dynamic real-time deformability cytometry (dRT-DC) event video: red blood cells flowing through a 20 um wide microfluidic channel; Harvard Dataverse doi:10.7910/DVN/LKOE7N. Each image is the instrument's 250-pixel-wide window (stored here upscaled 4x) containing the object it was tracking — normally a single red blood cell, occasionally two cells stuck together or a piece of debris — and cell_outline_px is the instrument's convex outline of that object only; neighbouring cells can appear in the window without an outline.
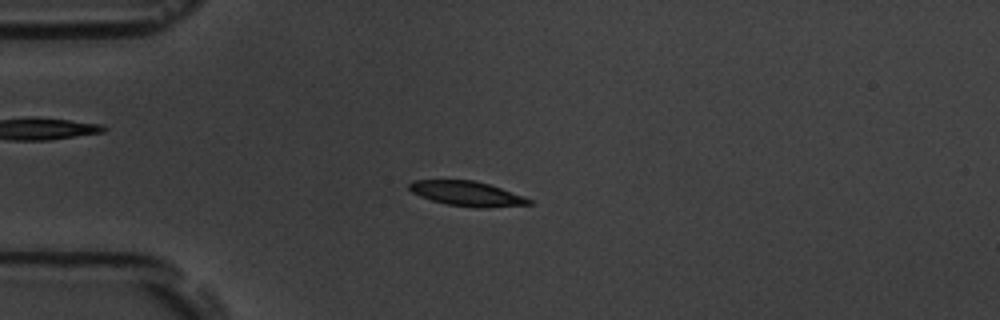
{"species": "common noctule bat (a hibernating species)", "species_latin": "Nyctalus noctula", "temperature_condition": "room temperature", "stored_images_in_passage": 56, "camera_frame_rate_fps": 3000, "um_per_image_px": 0.085, "animal": {"sex": "male", "body_mass_g": 19.5, "forearm_length_mm": 54.6}, "frame": {"image": 1, "passage_image": 14, "time_ms": 4.333, "image_size_px": [1000, 320], "cell_outline_px": [[532, 204], [488, 208], [476, 208], [448, 204], [432, 200], [420, 196], [412, 192], [408, 188], [408, 184], [412, 180], [472, 180], [488, 184], [524, 196], [532, 200]], "centroid_in_image_um": [39.69, 16.46], "position_along_channel_um": 45.3, "area_um2": 17.22}}
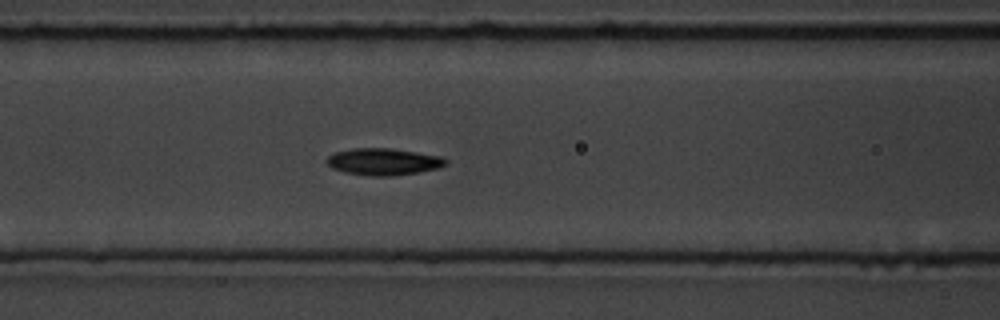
{"frame": {"image": 2, "passage_image": 23, "time_ms": 7.333, "image_size_px": [1000, 320], "cell_outline_px": [[448, 164], [436, 168], [416, 172], [392, 176], [372, 176], [348, 172], [332, 168], [328, 164], [328, 156], [336, 152], [352, 148], [392, 148], [440, 156], [448, 160]], "centroid_in_image_um": [32.62, 13.73], "position_along_channel_um": 134.0, "area_um2": 18.32}}
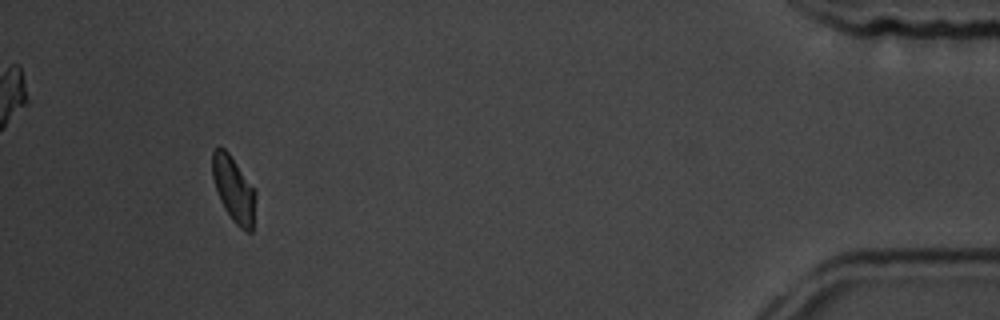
{"frame": {"image": 3, "passage_image": 52, "time_ms": 17.0, "image_size_px": [1000, 320], "cell_outline_px": [[256, 196], [252, 232], [248, 232], [240, 228], [232, 220], [224, 208], [220, 200], [212, 176], [212, 148], [224, 148], [228, 152], [256, 192]], "centroid_in_image_um": [19.86, 16.1], "position_along_channel_um": 415.3, "area_um2": 16.3}, "authors_computed_cell_mechanics": {"area_um2": 17.4267, "velocity_mm_per_s": 3.6137, "shape_relaxation_time_tau1_ms": 3.5305, "shape_relaxation_time_tau2_ms": 4.6532, "deformation_change_tau1": 0.1291, "deformation_change_tau2": 0.0908}}